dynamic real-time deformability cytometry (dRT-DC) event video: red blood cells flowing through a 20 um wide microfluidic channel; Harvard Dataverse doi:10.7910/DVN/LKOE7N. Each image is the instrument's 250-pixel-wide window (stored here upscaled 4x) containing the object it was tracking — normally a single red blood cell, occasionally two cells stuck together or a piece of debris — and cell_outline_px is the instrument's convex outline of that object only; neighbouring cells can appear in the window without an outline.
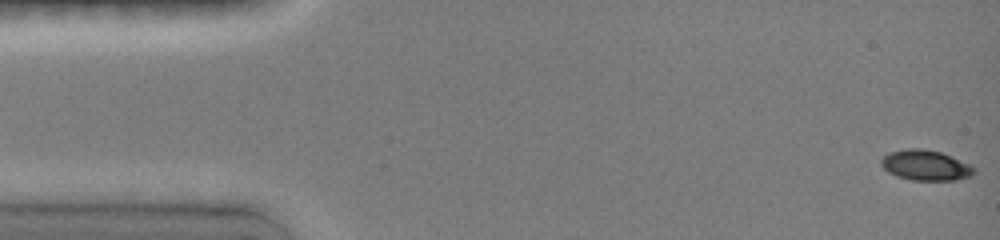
{"species": "common noctule bat (a hibernating species)", "species_latin": "Nyctalus noctula", "temperature_condition": "room temperature", "stored_images_in_passage": 34, "camera_frame_rate_fps": 3000, "um_per_image_px": 0.085, "animal": {"sex": "female", "body_mass_g": 19.0, "forearm_length_mm": 51.5}, "frame": {"image": 1, "passage_image": 1, "time_ms": 0.0, "image_size_px": [1000, 240], "cell_outline_px": [[976, 172], [972, 176], [956, 180], [912, 180], [896, 176], [888, 172], [880, 164], [880, 160], [888, 152], [908, 148], [924, 148], [940, 152], [968, 164], [976, 168]], "centroid_in_image_um": [78.66, 14.05], "position_along_channel_um": 6.3, "area_um2": 16.47}}
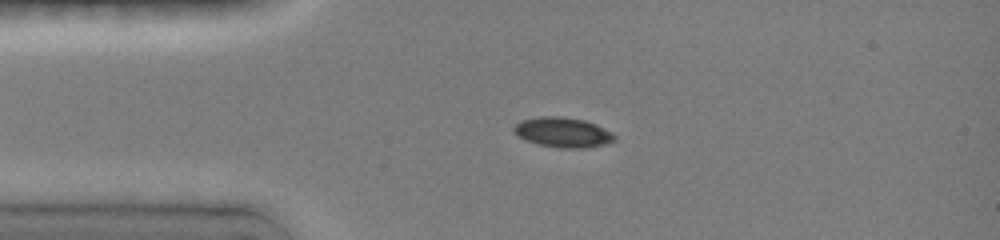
{"frame": {"image": 2, "passage_image": 21, "time_ms": 3.333, "image_size_px": [1000, 240], "cell_outline_px": [[616, 140], [604, 144], [584, 148], [560, 148], [536, 144], [524, 140], [512, 128], [520, 120], [540, 116], [564, 116], [584, 120], [596, 124], [612, 132], [616, 136]], "centroid_in_image_um": [47.85, 11.24], "position_along_channel_um": 37.2, "area_um2": 17.69}}
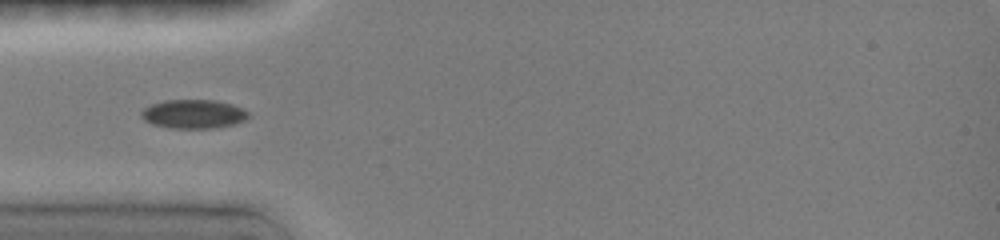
{"frame": {"image": 3, "passage_image": 29, "time_ms": 4.667, "image_size_px": [1000, 240], "cell_outline_px": [[252, 116], [248, 120], [236, 124], [212, 128], [168, 128], [152, 124], [144, 120], [140, 116], [140, 112], [144, 108], [152, 104], [164, 100], [212, 100], [232, 104], [244, 108]], "centroid_in_image_um": [16.49, 9.7], "position_along_channel_um": 68.5, "area_um2": 18.32}}